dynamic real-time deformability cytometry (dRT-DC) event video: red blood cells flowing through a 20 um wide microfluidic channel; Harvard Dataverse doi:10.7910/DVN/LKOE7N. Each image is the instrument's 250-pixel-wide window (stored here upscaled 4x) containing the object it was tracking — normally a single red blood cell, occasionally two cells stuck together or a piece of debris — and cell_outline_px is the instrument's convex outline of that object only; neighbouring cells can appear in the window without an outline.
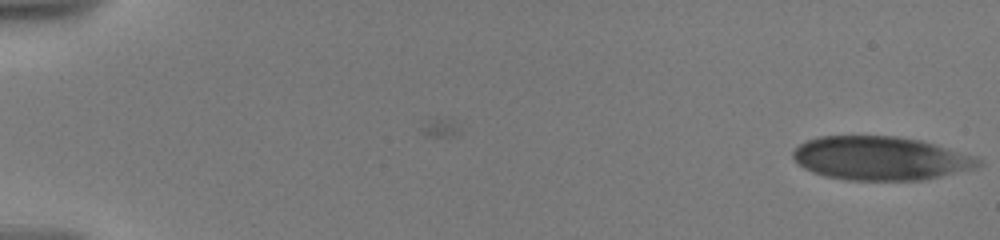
{"species": "human", "species_latin": "Homo sapiens", "temperature_condition": "warm", "stored_images_in_passage": 54, "camera_frame_rate_fps": 3000, "um_per_image_px": 0.085, "donor": {"sex": "male"}, "frame": {"image": 1, "passage_image": 1, "time_ms": 0.0, "image_size_px": [1000, 240], "cell_outline_px": [[984, 164], [976, 168], [924, 180], [848, 180], [824, 176], [812, 172], [804, 168], [792, 156], [792, 152], [800, 144], [808, 140], [820, 136], [896, 136], [920, 140], [936, 144], [972, 156], [980, 160]], "centroid_in_image_um": [74.84, 13.46], "position_along_channel_um": 10.2, "area_um2": 47.05}}
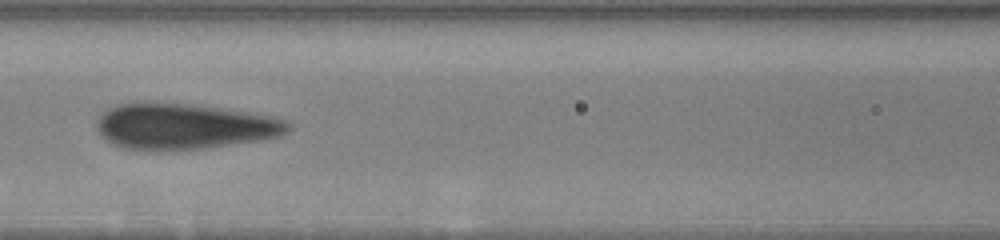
{"frame": {"image": 2, "passage_image": 24, "time_ms": 8.667, "image_size_px": [1000, 240], "cell_outline_px": [[292, 128], [288, 132], [280, 136], [256, 140], [204, 148], [124, 148], [112, 144], [100, 132], [96, 124], [96, 120], [108, 108], [116, 104], [136, 100], [144, 100], [196, 104], [276, 116], [288, 120], [292, 124]], "centroid_in_image_um": [15.68, 10.66], "position_along_channel_um": 150.9, "area_um2": 51.21}}
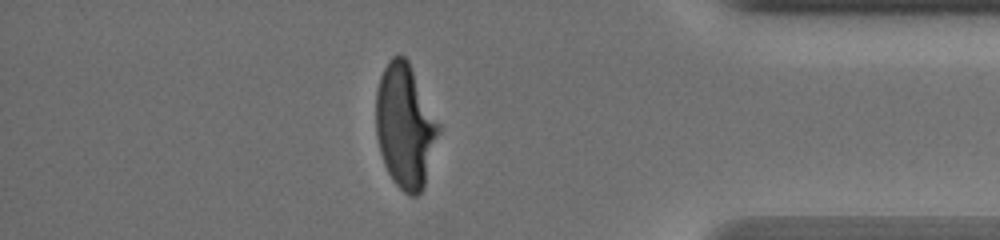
{"frame": {"image": 3, "passage_image": 47, "time_ms": 16.333, "image_size_px": [1000, 240], "cell_outline_px": [[440, 132], [424, 188], [416, 196], [412, 196], [404, 192], [392, 180], [384, 164], [380, 152], [376, 136], [376, 92], [380, 76], [388, 60], [392, 56], [400, 52], [408, 60], [440, 124]], "centroid_in_image_um": [34.44, 10.7], "position_along_channel_um": 400.8, "area_um2": 45.6}, "authors_computed_cell_mechanics": {"area_um2": 49.0144, "velocity_mm_per_s": 3.5629, "shape_relaxation_time_tau1_ms": 4.4219, "shape_relaxation_time_tau2_ms": null, "deformation_change_tau1": 0.1887, "deformation_change_tau2": null}}